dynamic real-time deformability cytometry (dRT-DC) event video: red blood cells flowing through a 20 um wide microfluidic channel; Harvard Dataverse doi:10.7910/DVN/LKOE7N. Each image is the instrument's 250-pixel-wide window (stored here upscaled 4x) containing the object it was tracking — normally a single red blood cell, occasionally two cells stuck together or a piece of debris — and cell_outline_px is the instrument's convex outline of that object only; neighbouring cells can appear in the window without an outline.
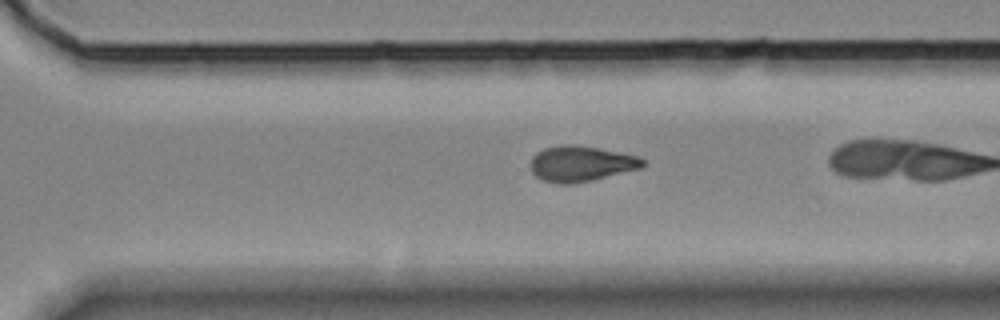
{"species": "Egyptian fruit bat (a non-hibernating species)", "species_latin": "Rousettus aegyptiacus", "temperature_condition": "room temperature", "stored_images_in_passage": 32, "camera_frame_rate_fps": 3000, "um_per_image_px": 0.085, "animal": {"sex": "female"}, "frame": {"image": 1, "passage_image": 28, "time_ms": 9.0, "image_size_px": [1000, 320], "cell_outline_px": [[644, 164], [640, 168], [592, 180], [572, 184], [560, 184], [540, 180], [532, 172], [528, 164], [532, 156], [536, 152], [544, 148], [560, 144], [572, 144], [596, 148], [640, 156], [644, 160]], "centroid_in_image_um": [49.31, 13.91], "position_along_channel_um": 321.3, "area_um2": 23.41}}